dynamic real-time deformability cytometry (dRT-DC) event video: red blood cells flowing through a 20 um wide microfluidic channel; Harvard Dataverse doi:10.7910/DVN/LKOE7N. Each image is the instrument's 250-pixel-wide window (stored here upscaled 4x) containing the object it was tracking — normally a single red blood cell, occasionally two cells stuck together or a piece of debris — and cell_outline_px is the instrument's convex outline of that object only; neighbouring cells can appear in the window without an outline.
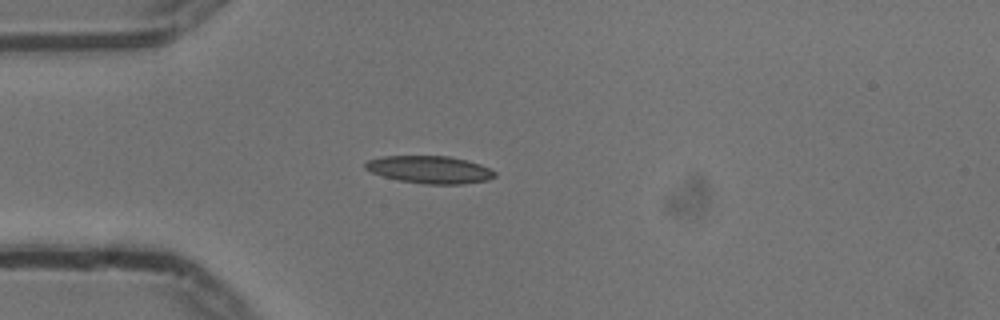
{"species": "common noctule bat (a hibernating species)", "species_latin": "Nyctalus noctula", "temperature_condition": "cold", "stored_images_in_passage": 41, "camera_frame_rate_fps": 3000, "um_per_image_px": 0.085, "animal": {"sex": "male", "body_mass_g": 13.3}, "frame": {"image": 1, "passage_image": 1, "time_ms": 0.0, "image_size_px": [1000, 320], "cell_outline_px": [[496, 176], [488, 180], [460, 184], [424, 184], [396, 180], [372, 172], [364, 168], [364, 164], [368, 160], [384, 156], [448, 156], [480, 164], [496, 172]], "centroid_in_image_um": [36.52, 14.42], "position_along_channel_um": 48.5, "area_um2": 20.63}}
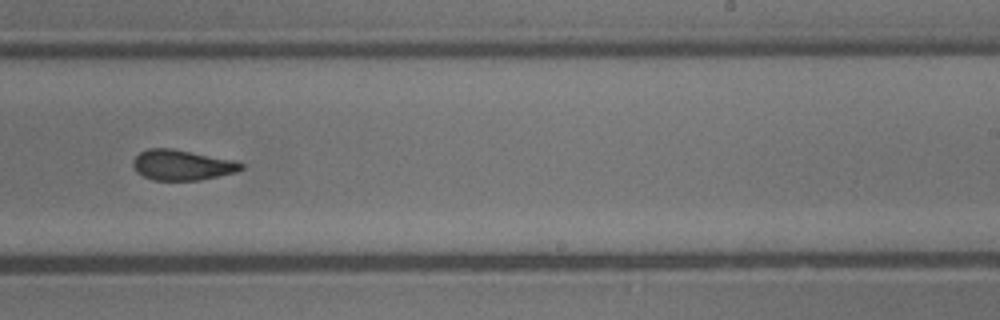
{"frame": {"image": 2, "passage_image": 20, "time_ms": 6.333, "image_size_px": [1000, 320], "cell_outline_px": [[244, 168], [236, 172], [200, 180], [152, 180], [136, 172], [132, 164], [132, 160], [140, 152], [148, 148], [172, 148], [232, 160], [244, 164]], "centroid_in_image_um": [15.44, 14.03], "position_along_channel_um": 273.6, "area_um2": 19.07}}
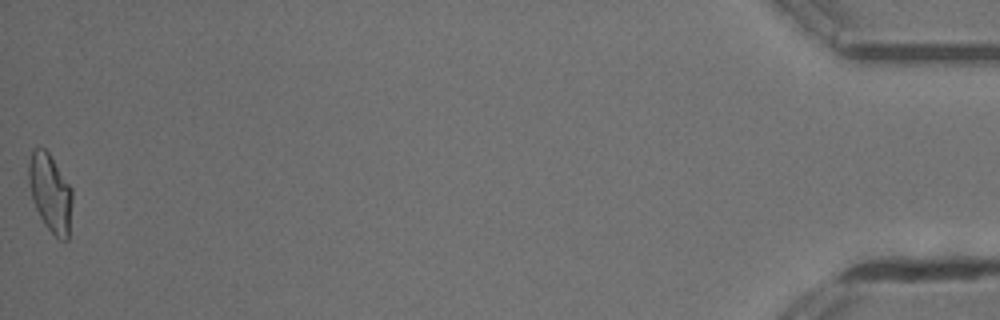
{"frame": {"image": 3, "passage_image": 41, "time_ms": 13.333, "image_size_px": [1000, 320], "cell_outline_px": [[72, 204], [68, 240], [60, 240], [44, 224], [32, 200], [28, 180], [28, 164], [32, 148], [44, 148], [48, 152], [72, 188]], "centroid_in_image_um": [4.27, 16.38], "position_along_channel_um": 430.9, "area_um2": 19.83}, "authors_computed_cell_mechanics": {"area_um2": 19.5364, "velocity_mm_per_s": 3.7419, "shape_relaxation_time_tau1_ms": 10.874, "shape_relaxation_time_tau2_ms": 4.2997, "deformation_change_tau1": 0.2725, "deformation_change_tau2": 0.1308}}